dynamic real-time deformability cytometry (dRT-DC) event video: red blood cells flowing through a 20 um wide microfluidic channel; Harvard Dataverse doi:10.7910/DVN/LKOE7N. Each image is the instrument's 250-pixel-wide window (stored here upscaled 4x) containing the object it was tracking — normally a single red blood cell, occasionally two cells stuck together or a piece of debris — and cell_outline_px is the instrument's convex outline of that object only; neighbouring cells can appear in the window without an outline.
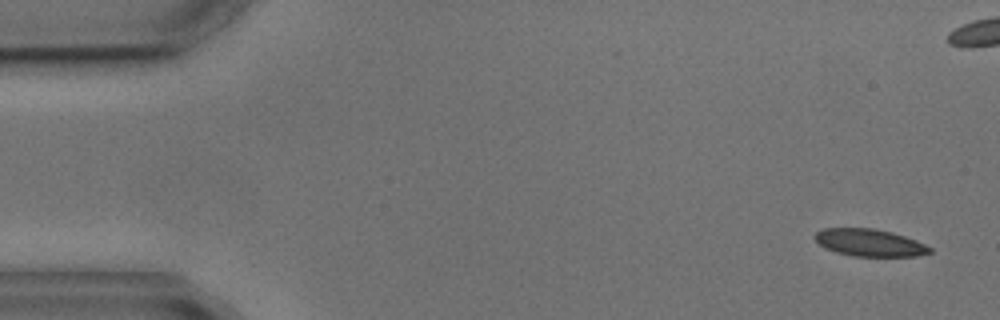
{"species": "common noctule bat (a hibernating species)", "species_latin": "Nyctalus noctula", "temperature_condition": "cold", "stored_images_in_passage": 11, "camera_frame_rate_fps": 3000, "um_per_image_px": 0.085, "animal": {"sex": "male", "body_mass_g": 17.9, "forearm_length_mm": 54.2}, "frame": {"image": 1, "passage_image": 1, "time_ms": 0.0, "image_size_px": [1000, 320], "cell_outline_px": [[932, 252], [916, 256], [852, 256], [836, 252], [824, 248], [812, 236], [816, 232], [824, 228], [872, 228], [892, 232], [916, 240], [932, 248]], "centroid_in_image_um": [73.89, 20.62], "position_along_channel_um": 11.1, "area_um2": 18.26}}
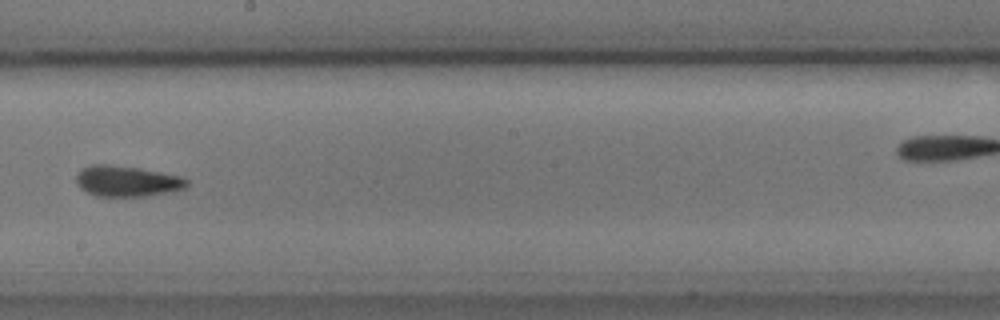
{"frame": {"image": 2, "passage_image": 8, "time_ms": 9.333, "image_size_px": [1000, 320], "cell_outline_px": [[188, 188], [144, 196], [96, 196], [80, 188], [76, 184], [76, 176], [84, 168], [92, 164], [108, 164], [140, 168], [180, 176], [188, 180]], "centroid_in_image_um": [10.79, 15.39], "position_along_channel_um": 237.4, "area_um2": 19.71}}